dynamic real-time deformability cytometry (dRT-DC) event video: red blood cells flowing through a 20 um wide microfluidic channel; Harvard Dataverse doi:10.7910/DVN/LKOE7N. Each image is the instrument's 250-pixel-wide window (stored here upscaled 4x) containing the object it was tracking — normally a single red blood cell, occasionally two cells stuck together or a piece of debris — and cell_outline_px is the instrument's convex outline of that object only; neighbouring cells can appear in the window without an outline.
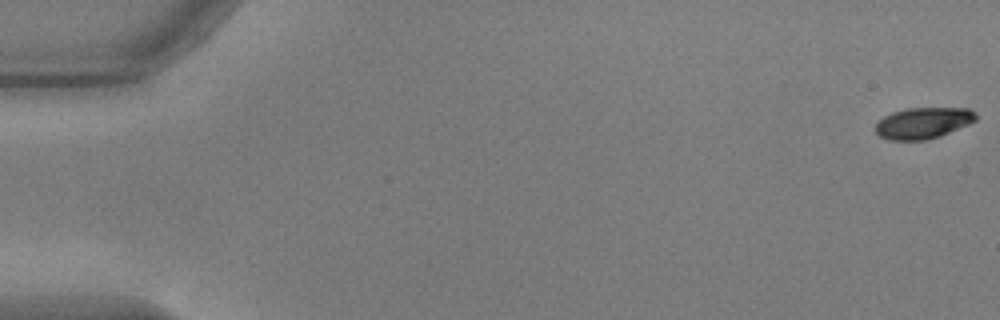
{"species": "common noctule bat (a hibernating species)", "species_latin": "Nyctalus noctula", "temperature_condition": "warm", "stored_images_in_passage": 18, "camera_frame_rate_fps": 3000, "um_per_image_px": 0.085, "animal": {"sex": "male", "body_mass_g": 17.9, "forearm_length_mm": 54.2}, "frame": {"image": 1, "passage_image": 1, "time_ms": 0.0, "image_size_px": [1000, 320], "cell_outline_px": [[976, 120], [968, 124], [940, 136], [924, 140], [888, 140], [880, 136], [876, 132], [876, 124], [884, 116], [892, 112], [904, 108], [968, 108], [976, 112]], "centroid_in_image_um": [78.46, 10.45], "position_along_channel_um": 6.5, "area_um2": 18.21}}
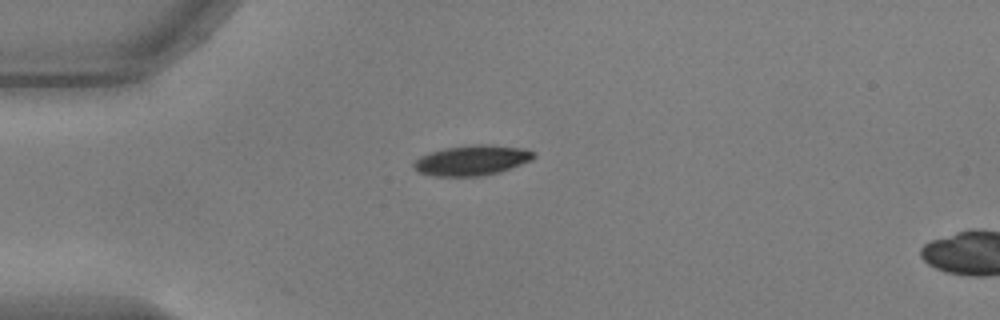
{"frame": {"image": 2, "passage_image": 15, "time_ms": 4.667, "image_size_px": [1000, 320], "cell_outline_px": [[536, 156], [532, 160], [500, 172], [480, 176], [432, 176], [416, 172], [412, 168], [412, 164], [420, 156], [444, 148], [476, 144], [484, 144], [524, 148], [536, 152]], "centroid_in_image_um": [40.11, 13.63], "position_along_channel_um": 44.9, "area_um2": 21.27}}